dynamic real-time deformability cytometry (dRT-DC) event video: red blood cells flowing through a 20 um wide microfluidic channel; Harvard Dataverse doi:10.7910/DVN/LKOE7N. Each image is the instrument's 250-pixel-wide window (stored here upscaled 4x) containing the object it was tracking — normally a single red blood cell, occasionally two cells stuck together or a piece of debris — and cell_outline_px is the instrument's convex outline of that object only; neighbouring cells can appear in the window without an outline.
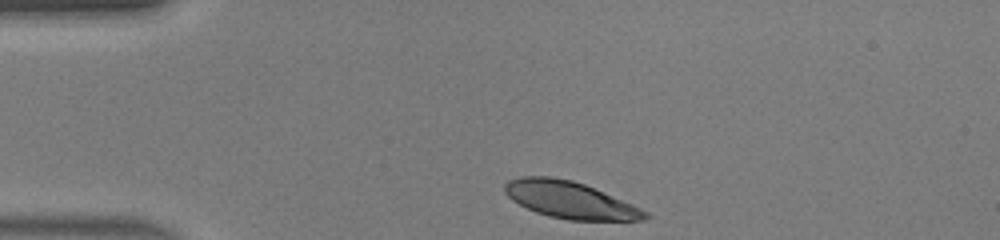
{"species": "human", "species_latin": "Homo sapiens", "temperature_condition": "warm", "stored_images_in_passage": 30, "camera_frame_rate_fps": 3000, "um_per_image_px": 0.085, "donor": {"sex": "male"}, "frame": {"image": 1, "passage_image": 1, "time_ms": 0.0, "image_size_px": [1000, 240], "cell_outline_px": [[652, 216], [644, 220], [568, 220], [548, 216], [536, 212], [512, 200], [504, 192], [504, 184], [508, 180], [520, 176], [548, 176], [572, 180], [584, 184], [632, 204], [648, 212]], "centroid_in_image_um": [48.43, 16.99], "position_along_channel_um": 36.6, "area_um2": 30.06}}
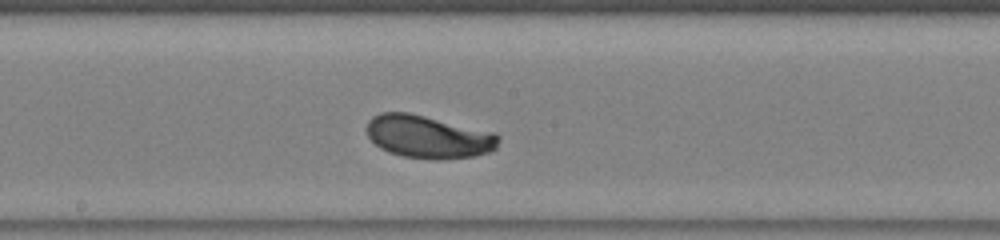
{"frame": {"image": 2, "passage_image": 16, "time_ms": 5.0, "image_size_px": [1000, 240], "cell_outline_px": [[500, 140], [496, 148], [488, 152], [472, 156], [444, 160], [436, 160], [404, 156], [388, 152], [380, 148], [368, 136], [364, 128], [368, 120], [372, 116], [380, 112], [408, 112], [496, 132], [500, 136]], "centroid_in_image_um": [36.4, 11.62], "position_along_channel_um": 211.8, "area_um2": 33.29}}
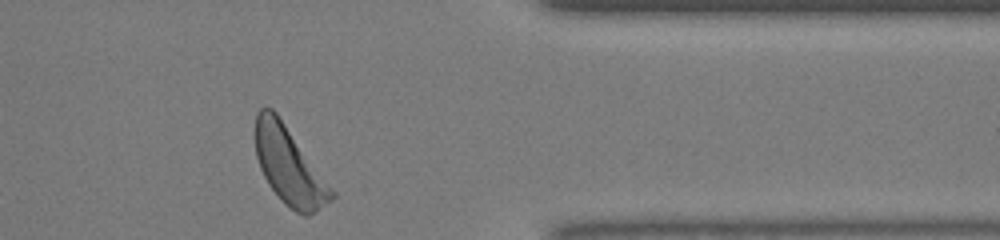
{"frame": {"image": 3, "passage_image": 29, "time_ms": 9.333, "image_size_px": [1000, 240], "cell_outline_px": [[336, 196], [332, 200], [316, 212], [308, 216], [304, 216], [296, 212], [284, 204], [268, 184], [260, 168], [256, 156], [256, 112], [260, 108], [272, 108], [276, 112], [336, 192]], "centroid_in_image_um": [24.6, 14.14], "position_along_channel_um": 386.8, "area_um2": 34.22}, "authors_computed_cell_mechanics": {"area_um2": 32.1946, "velocity_mm_per_s": 4.399, "shape_relaxation_time_tau1_ms": 0.913, "shape_relaxation_time_tau2_ms": null, "deformation_change_tau1": 0.1081, "deformation_change_tau2": null}}